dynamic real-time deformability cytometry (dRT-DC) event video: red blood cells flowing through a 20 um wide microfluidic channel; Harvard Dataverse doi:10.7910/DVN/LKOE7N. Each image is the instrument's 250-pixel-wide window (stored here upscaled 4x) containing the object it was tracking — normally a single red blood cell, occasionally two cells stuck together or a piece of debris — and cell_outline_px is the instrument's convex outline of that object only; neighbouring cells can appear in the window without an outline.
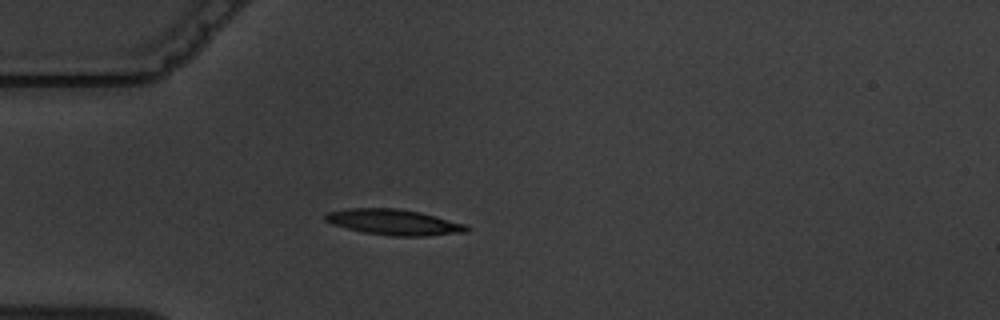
{"species": "common noctule bat (a hibernating species)", "species_latin": "Nyctalus noctula", "temperature_condition": "warm", "stored_images_in_passage": 1, "camera_frame_rate_fps": 3000, "um_per_image_px": 0.085, "animal": {"sex": "male", "body_mass_g": 19.5, "forearm_length_mm": 54.6}, "frame": {"image": 1, "passage_image": 1, "time_ms": 0.0, "image_size_px": [1000, 320], "cell_outline_px": [[472, 228], [468, 232], [424, 236], [392, 236], [364, 232], [332, 224], [324, 220], [324, 216], [328, 212], [348, 208], [400, 208], [420, 212], [468, 224]], "centroid_in_image_um": [33.55, 18.88], "position_along_channel_um": 51.5, "area_um2": 21.33}}